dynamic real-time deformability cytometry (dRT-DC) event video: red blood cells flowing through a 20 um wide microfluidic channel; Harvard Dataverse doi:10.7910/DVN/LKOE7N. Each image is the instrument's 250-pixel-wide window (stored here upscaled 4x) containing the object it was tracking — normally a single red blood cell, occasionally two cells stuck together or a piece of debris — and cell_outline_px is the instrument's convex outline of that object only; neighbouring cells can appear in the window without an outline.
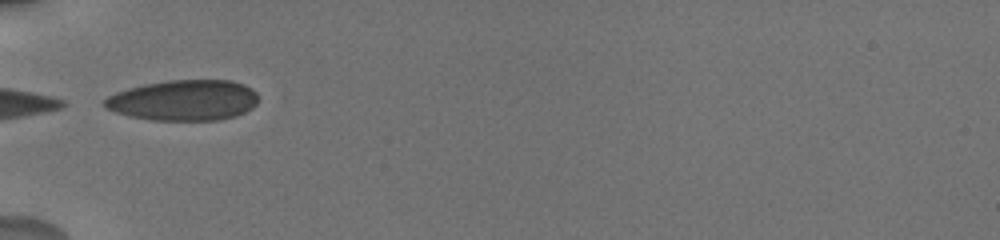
{"species": "human", "species_latin": "Homo sapiens", "temperature_condition": "cold", "stored_images_in_passage": 9, "camera_frame_rate_fps": 3000, "um_per_image_px": 0.085, "donor": {"sex": "male"}, "frame": {"image": 1, "passage_image": 1, "time_ms": 0.0, "image_size_px": [1000, 240], "cell_outline_px": [[256, 104], [252, 108], [236, 116], [220, 120], [152, 120], [128, 116], [104, 108], [100, 104], [108, 96], [116, 92], [128, 88], [144, 84], [168, 80], [232, 80], [244, 84], [252, 88], [256, 92]], "centroid_in_image_um": [15.59, 8.52], "position_along_channel_um": 69.4, "area_um2": 36.7}}
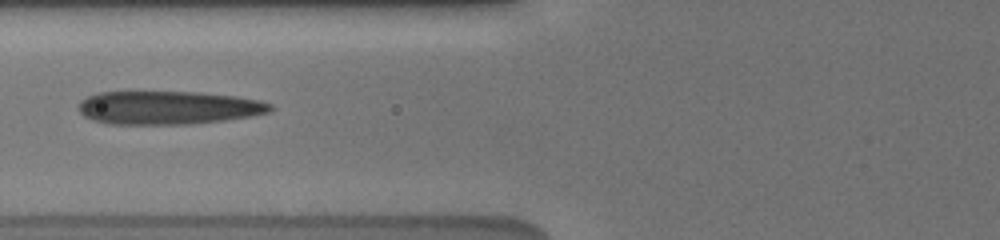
{"frame": {"image": 2, "passage_image": 2, "time_ms": 0.333, "image_size_px": [1000, 240], "cell_outline_px": [[272, 108], [268, 112], [248, 116], [224, 120], [192, 124], [108, 124], [92, 120], [84, 116], [76, 108], [76, 104], [80, 100], [96, 92], [200, 92], [232, 96], [260, 100], [272, 104]], "centroid_in_image_um": [14.21, 9.15], "position_along_channel_um": 111.6, "area_um2": 37.4}}
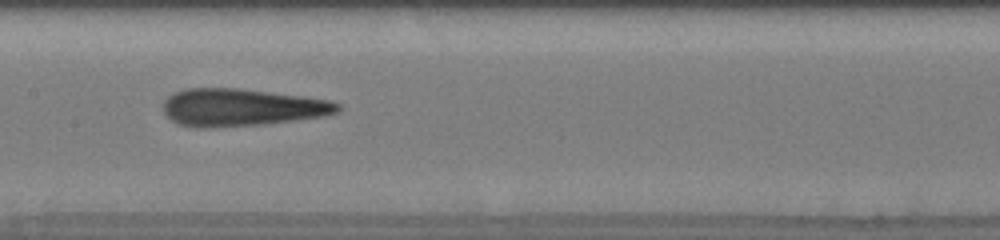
{"frame": {"image": 3, "passage_image": 8, "time_ms": 2.333, "image_size_px": [1000, 240], "cell_outline_px": [[340, 112], [324, 116], [260, 124], [204, 128], [200, 128], [180, 124], [172, 120], [164, 112], [164, 100], [172, 92], [184, 88], [236, 88], [300, 96], [328, 100], [340, 104]], "centroid_in_image_um": [20.5, 9.12], "position_along_channel_um": 186.9, "area_um2": 37.69}}